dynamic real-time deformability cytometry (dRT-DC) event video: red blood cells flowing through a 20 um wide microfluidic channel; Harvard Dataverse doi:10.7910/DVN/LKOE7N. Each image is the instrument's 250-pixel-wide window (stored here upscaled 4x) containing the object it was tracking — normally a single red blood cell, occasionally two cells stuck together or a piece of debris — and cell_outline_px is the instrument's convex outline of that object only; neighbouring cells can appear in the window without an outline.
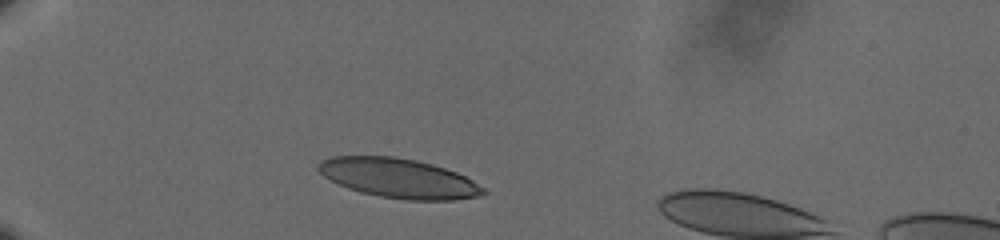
{"species": "human", "species_latin": "Homo sapiens", "temperature_condition": "cold", "stored_images_in_passage": 40, "camera_frame_rate_fps": 3000, "um_per_image_px": 0.085, "donor": {"sex": "male"}, "frame": {"image": 1, "passage_image": 5, "time_ms": 1.333, "image_size_px": [1000, 240], "cell_outline_px": [[488, 192], [476, 196], [456, 200], [408, 200], [380, 196], [360, 192], [348, 188], [324, 176], [316, 168], [316, 164], [320, 160], [332, 156], [392, 156], [416, 160], [432, 164], [456, 172], [472, 180], [484, 188]], "centroid_in_image_um": [33.87, 15.14], "position_along_channel_um": 51.1, "area_um2": 37.8}}
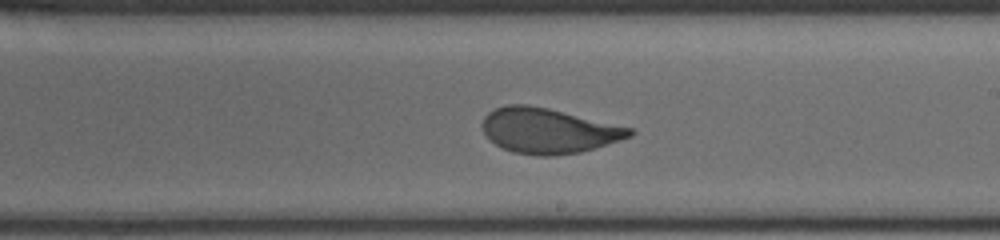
{"frame": {"image": 2, "passage_image": 24, "time_ms": 7.667, "image_size_px": [1000, 240], "cell_outline_px": [[636, 132], [632, 136], [620, 140], [580, 152], [552, 156], [536, 156], [512, 152], [488, 140], [480, 124], [484, 116], [488, 112], [496, 108], [508, 104], [528, 104], [548, 108], [632, 128]], "centroid_in_image_um": [46.57, 11.11], "position_along_channel_um": 242.4, "area_um2": 38.84}}
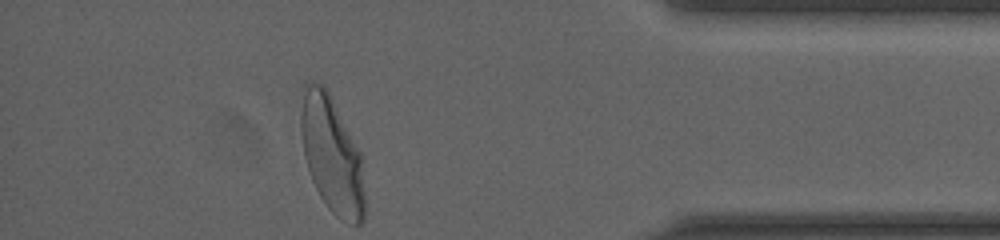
{"frame": {"image": 3, "passage_image": 40, "time_ms": 13.0, "image_size_px": [1000, 240], "cell_outline_px": [[364, 220], [360, 224], [348, 224], [340, 220], [328, 208], [320, 196], [312, 180], [304, 156], [300, 128], [300, 116], [304, 84], [308, 80], [312, 80], [328, 88], [360, 152], [364, 192]], "centroid_in_image_um": [28.19, 13.13], "position_along_channel_um": 407.0, "area_um2": 43.58}, "authors_computed_cell_mechanics": {"area_um2": 38.8127, "velocity_mm_per_s": 3.59, "shape_relaxation_time_tau1_ms": 3.7089, "shape_relaxation_time_tau2_ms": null, "deformation_change_tau1": 0.1829, "deformation_change_tau2": null}}